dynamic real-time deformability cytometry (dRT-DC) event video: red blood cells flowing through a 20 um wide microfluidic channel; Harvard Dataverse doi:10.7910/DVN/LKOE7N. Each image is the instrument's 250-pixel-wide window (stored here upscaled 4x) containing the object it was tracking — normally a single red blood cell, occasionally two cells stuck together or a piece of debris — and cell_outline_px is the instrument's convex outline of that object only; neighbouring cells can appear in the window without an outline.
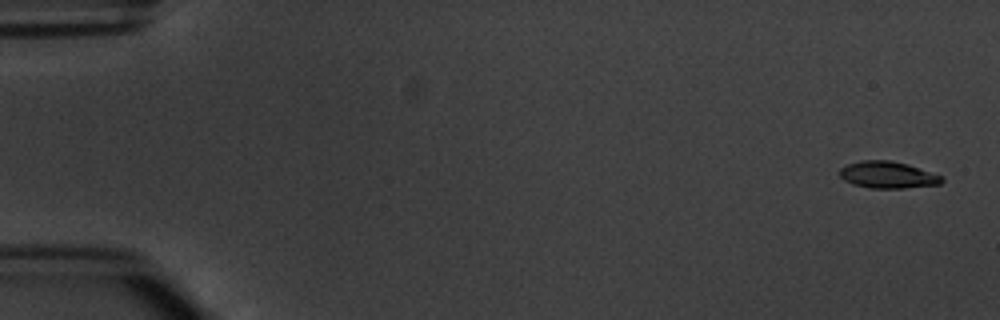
{"species": "common noctule bat (a hibernating species)", "species_latin": "Nyctalus noctula", "temperature_condition": "warm", "stored_images_in_passage": 5, "camera_frame_rate_fps": 3000, "um_per_image_px": 0.085, "animal": {"sex": "male", "body_mass_g": 20.1, "forearm_length_mm": 53.5}, "frame": {"image": 1, "passage_image": 1, "time_ms": 0.0, "image_size_px": [1000, 320], "cell_outline_px": [[944, 180], [940, 184], [904, 188], [868, 188], [852, 184], [844, 180], [840, 176], [840, 168], [848, 164], [860, 160], [892, 160], [908, 164], [944, 176]], "centroid_in_image_um": [75.47, 14.86], "position_along_channel_um": 9.5, "area_um2": 16.13}}
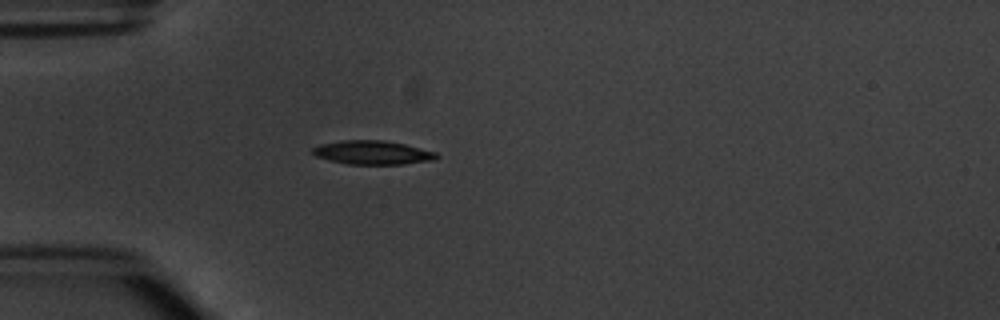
{"frame": {"image": 2, "passage_image": 5, "time_ms": 4.667, "image_size_px": [1000, 320], "cell_outline_px": [[440, 156], [432, 160], [404, 164], [348, 164], [328, 160], [316, 156], [312, 152], [312, 148], [320, 144], [340, 140], [384, 140], [404, 144], [436, 152]], "centroid_in_image_um": [31.64, 12.96], "position_along_channel_um": 53.4, "area_um2": 17.17}}